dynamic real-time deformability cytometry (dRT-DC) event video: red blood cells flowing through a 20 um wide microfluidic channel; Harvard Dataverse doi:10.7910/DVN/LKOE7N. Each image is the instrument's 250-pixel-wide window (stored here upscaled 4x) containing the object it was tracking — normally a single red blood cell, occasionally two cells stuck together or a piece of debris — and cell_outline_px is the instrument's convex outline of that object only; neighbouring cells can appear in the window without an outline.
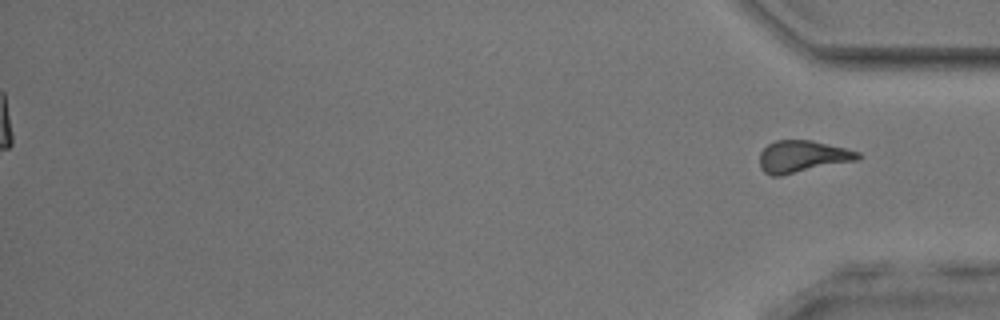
{"species": "common noctule bat (a hibernating species)", "species_latin": "Nyctalus noctula", "temperature_condition": "room temperature", "stored_images_in_passage": 54, "segment_of_instrument_passage": [2, 2], "camera_frame_rate_fps": 3000, "um_per_image_px": 0.085, "animal": {"sex": "male", "body_mass_g": 17.9, "forearm_length_mm": 54.2}, "frame": {"image": 1, "passage_image": 54, "time_ms": 17.667, "image_size_px": [1000, 320], "cell_outline_px": [[864, 156], [856, 160], [780, 176], [772, 176], [764, 172], [760, 168], [760, 152], [768, 144], [776, 140], [812, 140], [860, 152]], "centroid_in_image_um": [68.19, 13.3], "position_along_channel_um": 367.0, "area_um2": 18.26}}